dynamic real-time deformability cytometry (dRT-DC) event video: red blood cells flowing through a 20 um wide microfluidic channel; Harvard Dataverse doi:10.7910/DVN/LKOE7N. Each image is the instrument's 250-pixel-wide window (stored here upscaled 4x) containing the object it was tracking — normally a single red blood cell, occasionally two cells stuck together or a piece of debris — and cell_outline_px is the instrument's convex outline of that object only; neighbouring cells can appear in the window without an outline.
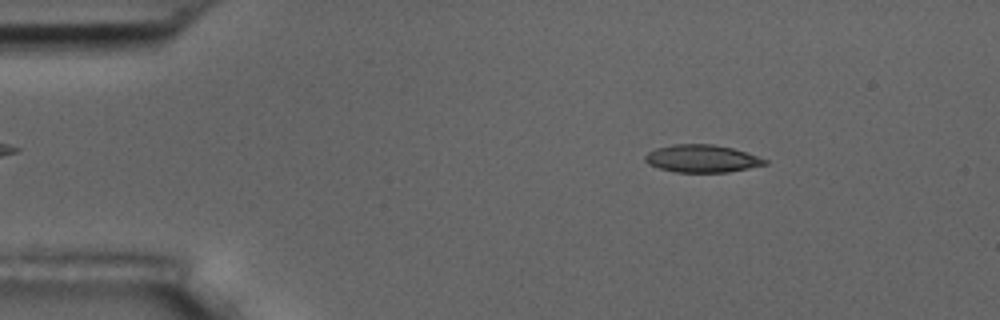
{"species": "common noctule bat (a hibernating species)", "species_latin": "Nyctalus noctula", "temperature_condition": "room temperature", "stored_images_in_passage": 6, "camera_frame_rate_fps": 3000, "um_per_image_px": 0.085, "animal": {"sex": "male", "body_mass_g": 17.5, "forearm_length_mm": 52.3}, "frame": {"image": 1, "passage_image": 2, "time_ms": 1.333, "image_size_px": [1000, 320], "cell_outline_px": [[768, 164], [728, 172], [676, 172], [660, 168], [648, 164], [644, 160], [644, 156], [648, 152], [656, 148], [672, 144], [712, 144], [732, 148], [768, 160]], "centroid_in_image_um": [59.63, 13.48], "position_along_channel_um": 25.4, "area_um2": 19.13}}
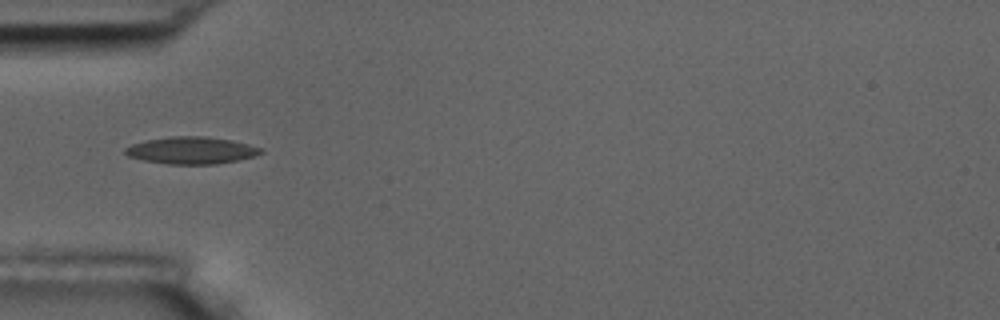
{"frame": {"image": 2, "passage_image": 4, "time_ms": 4.333, "image_size_px": [1000, 320], "cell_outline_px": [[264, 152], [252, 156], [236, 160], [216, 164], [168, 164], [144, 160], [128, 156], [124, 152], [124, 148], [132, 144], [148, 140], [172, 136], [204, 136], [232, 140], [264, 148]], "centroid_in_image_um": [16.28, 12.78], "position_along_channel_um": 68.7, "area_um2": 21.27}}